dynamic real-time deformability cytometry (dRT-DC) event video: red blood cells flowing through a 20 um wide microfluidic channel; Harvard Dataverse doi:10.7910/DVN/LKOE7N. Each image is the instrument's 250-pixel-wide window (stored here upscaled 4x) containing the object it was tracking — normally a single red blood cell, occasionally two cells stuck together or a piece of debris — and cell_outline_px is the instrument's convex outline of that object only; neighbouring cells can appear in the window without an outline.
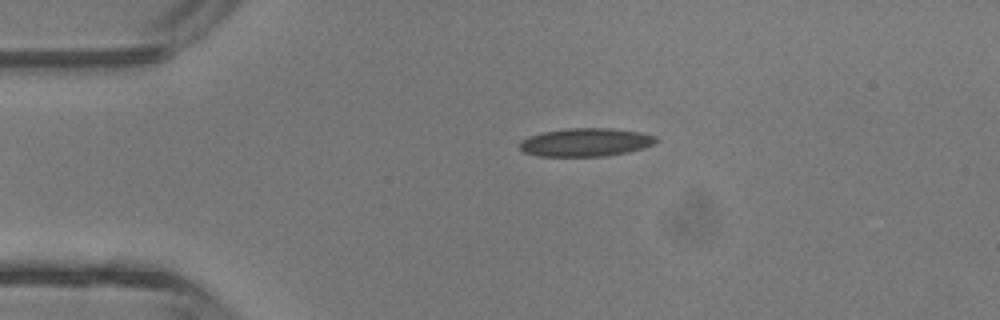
{"species": "common noctule bat (a hibernating species)", "species_latin": "Nyctalus noctula", "temperature_condition": "room temperature", "stored_images_in_passage": 3, "camera_frame_rate_fps": 3000, "um_per_image_px": 0.085, "animal": {"sex": "male", "body_mass_g": 13.3}, "frame": {"image": 1, "passage_image": 1, "time_ms": 0.0, "image_size_px": [1000, 320], "cell_outline_px": [[660, 140], [644, 148], [628, 152], [604, 156], [536, 156], [524, 152], [520, 148], [520, 140], [528, 136], [540, 132], [568, 128], [612, 128], [640, 132], [656, 136]], "centroid_in_image_um": [49.77, 12.09], "position_along_channel_um": 35.2, "area_um2": 22.66}}
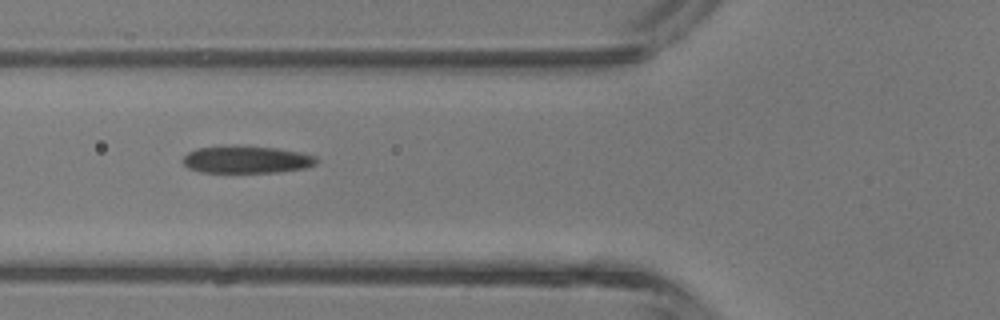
{"frame": {"image": 2, "passage_image": 3, "time_ms": 2.333, "image_size_px": [1000, 320], "cell_outline_px": [[316, 164], [304, 168], [276, 172], [200, 172], [188, 168], [184, 164], [184, 156], [188, 152], [196, 148], [276, 148], [300, 152], [316, 156]], "centroid_in_image_um": [20.97, 13.6], "position_along_channel_um": 104.8, "area_um2": 20.29}}